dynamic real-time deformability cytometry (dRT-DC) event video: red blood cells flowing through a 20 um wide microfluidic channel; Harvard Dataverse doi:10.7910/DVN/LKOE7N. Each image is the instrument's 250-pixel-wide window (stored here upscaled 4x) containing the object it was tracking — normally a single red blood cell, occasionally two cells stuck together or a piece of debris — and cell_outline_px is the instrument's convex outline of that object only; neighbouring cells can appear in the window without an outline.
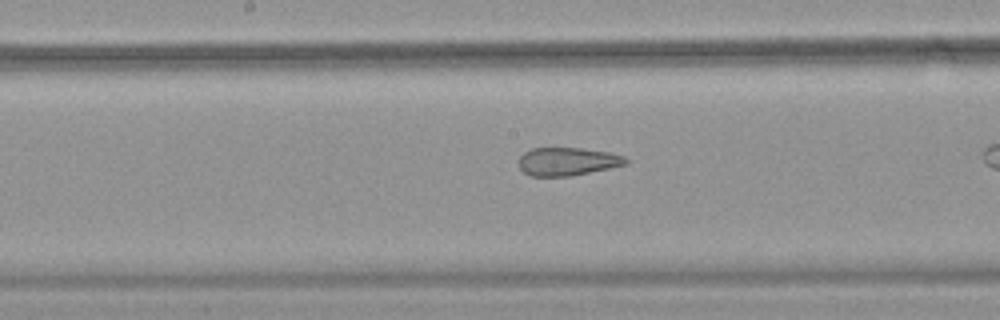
{"species": "common noctule bat (a hibernating species)", "species_latin": "Nyctalus noctula", "temperature_condition": "warm", "stored_images_in_passage": 28, "camera_frame_rate_fps": 3000, "um_per_image_px": 0.085, "animal": {"sex": "female", "body_mass_g": 18.4}, "frame": {"image": 1, "passage_image": 13, "time_ms": 4.0, "image_size_px": [1000, 320], "cell_outline_px": [[628, 164], [572, 176], [532, 176], [524, 172], [520, 168], [520, 156], [524, 152], [532, 148], [580, 148], [608, 152], [624, 156], [628, 160]], "centroid_in_image_um": [48.25, 13.73], "position_along_channel_um": 200.0, "area_um2": 17.46}}
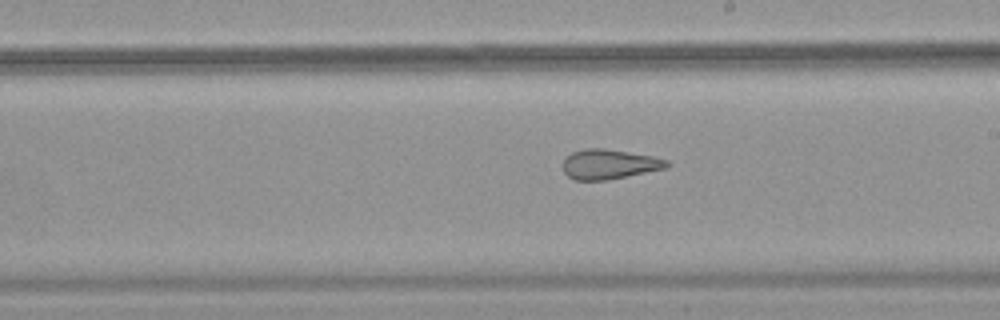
{"frame": {"image": 2, "passage_image": 16, "time_ms": 5.0, "image_size_px": [1000, 320], "cell_outline_px": [[672, 164], [668, 168], [604, 180], [576, 180], [568, 176], [564, 172], [564, 160], [572, 152], [584, 148], [604, 148], [652, 156], [668, 160]], "centroid_in_image_um": [51.82, 13.95], "position_along_channel_um": 237.2, "area_um2": 17.92}}
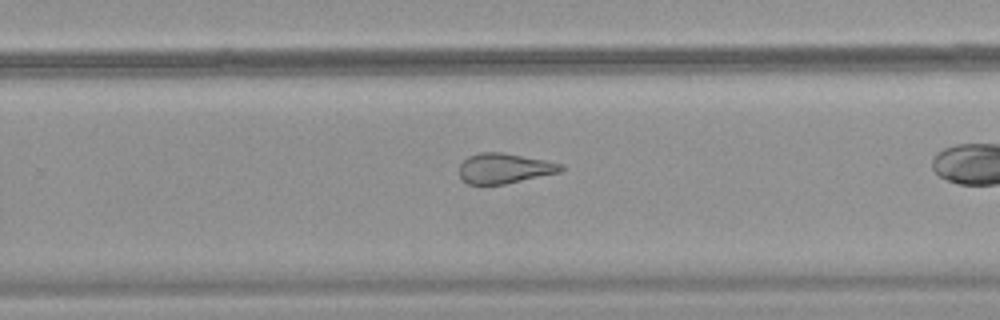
{"frame": {"image": 3, "passage_image": 20, "time_ms": 6.333, "image_size_px": [1000, 320], "cell_outline_px": [[564, 168], [560, 172], [504, 184], [468, 184], [460, 176], [460, 164], [468, 156], [480, 152], [504, 152], [544, 160], [560, 164]], "centroid_in_image_um": [42.85, 14.3], "position_along_channel_um": 287.0, "area_um2": 17.63}}